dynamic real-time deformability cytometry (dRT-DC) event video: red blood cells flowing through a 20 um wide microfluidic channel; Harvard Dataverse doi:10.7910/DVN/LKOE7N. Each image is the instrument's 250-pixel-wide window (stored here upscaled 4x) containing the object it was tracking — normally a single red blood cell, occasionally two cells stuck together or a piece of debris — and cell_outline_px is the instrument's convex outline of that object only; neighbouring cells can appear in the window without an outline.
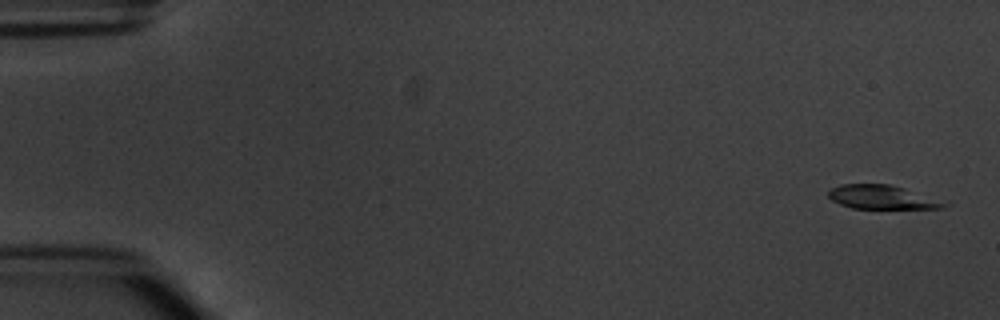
{"species": "common noctule bat (a hibernating species)", "species_latin": "Nyctalus noctula", "temperature_condition": "warm", "stored_images_in_passage": 5, "camera_frame_rate_fps": 3000, "um_per_image_px": 0.085, "animal": {"sex": "male", "body_mass_g": 20.1, "forearm_length_mm": 53.5}, "frame": {"image": 1, "passage_image": 1, "time_ms": 0.0, "image_size_px": [1000, 320], "cell_outline_px": [[952, 204], [944, 208], [852, 208], [840, 204], [832, 200], [828, 196], [828, 192], [832, 188], [840, 184], [888, 184], [952, 200]], "centroid_in_image_um": [75.16, 16.76], "position_along_channel_um": 9.8, "area_um2": 16.59}}
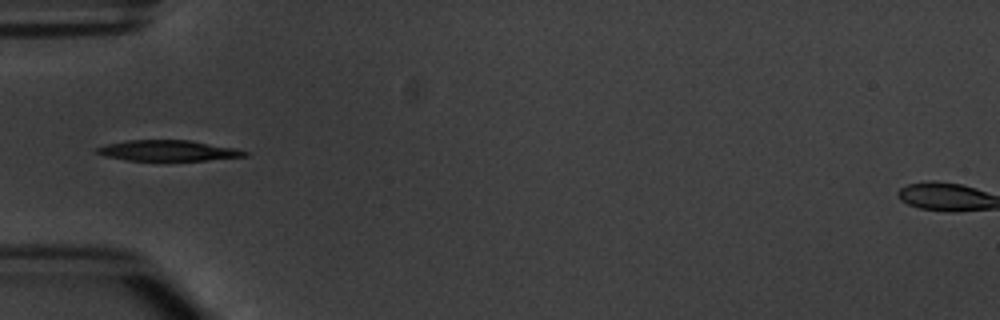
{"frame": {"image": 2, "passage_image": 5, "time_ms": 5.333, "image_size_px": [1000, 320], "cell_outline_px": [[248, 156], [208, 160], [128, 160], [104, 156], [96, 152], [96, 148], [108, 144], [128, 140], [188, 140], [236, 148], [248, 152]], "centroid_in_image_um": [14.31, 12.8], "position_along_channel_um": 70.7, "area_um2": 17.63}}